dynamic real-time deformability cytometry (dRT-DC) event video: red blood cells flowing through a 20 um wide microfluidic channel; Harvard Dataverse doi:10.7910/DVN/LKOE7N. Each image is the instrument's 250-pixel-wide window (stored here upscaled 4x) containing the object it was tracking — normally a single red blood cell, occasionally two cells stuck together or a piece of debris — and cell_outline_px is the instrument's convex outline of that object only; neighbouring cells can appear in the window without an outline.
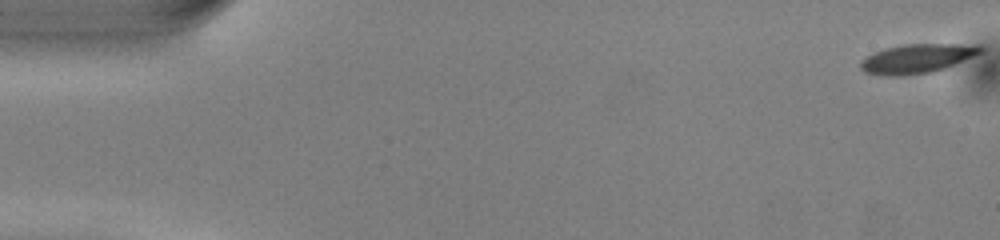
{"species": "common noctule bat (a hibernating species)", "species_latin": "Nyctalus noctula", "temperature_condition": "warm", "stored_images_in_passage": 10, "camera_frame_rate_fps": 3000, "um_per_image_px": 0.085, "animal": {"sex": "male", "body_mass_g": 13.0, "forearm_length_mm": 53.1}, "frame": {"image": 1, "passage_image": 1, "time_ms": 0.0, "image_size_px": [1000, 240], "cell_outline_px": [[984, 48], [980, 52], [972, 56], [944, 68], [932, 72], [904, 76], [884, 76], [864, 72], [860, 68], [860, 60], [884, 48], [904, 44], [980, 44]], "centroid_in_image_um": [77.92, 4.98], "position_along_channel_um": 7.1, "area_um2": 20.35}}